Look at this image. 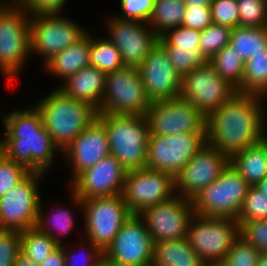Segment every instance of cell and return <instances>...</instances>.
<instances>
[{"label":"cell","mask_w":267,"mask_h":266,"mask_svg":"<svg viewBox=\"0 0 267 266\" xmlns=\"http://www.w3.org/2000/svg\"><path fill=\"white\" fill-rule=\"evenodd\" d=\"M237 92L206 116V144L231 158L267 137V99Z\"/></svg>","instance_id":"6da1fadb"},{"label":"cell","mask_w":267,"mask_h":266,"mask_svg":"<svg viewBox=\"0 0 267 266\" xmlns=\"http://www.w3.org/2000/svg\"><path fill=\"white\" fill-rule=\"evenodd\" d=\"M1 116L5 135L0 139V152L30 172H48L55 154L61 156V152L52 142L37 108L31 105Z\"/></svg>","instance_id":"7a4b0ae2"},{"label":"cell","mask_w":267,"mask_h":266,"mask_svg":"<svg viewBox=\"0 0 267 266\" xmlns=\"http://www.w3.org/2000/svg\"><path fill=\"white\" fill-rule=\"evenodd\" d=\"M52 142L63 152L94 120L98 112L90 104L77 101L59 88L35 102Z\"/></svg>","instance_id":"3957f363"},{"label":"cell","mask_w":267,"mask_h":266,"mask_svg":"<svg viewBox=\"0 0 267 266\" xmlns=\"http://www.w3.org/2000/svg\"><path fill=\"white\" fill-rule=\"evenodd\" d=\"M105 126L110 154L126 171L146 168L150 127L146 116L98 114Z\"/></svg>","instance_id":"277c9868"},{"label":"cell","mask_w":267,"mask_h":266,"mask_svg":"<svg viewBox=\"0 0 267 266\" xmlns=\"http://www.w3.org/2000/svg\"><path fill=\"white\" fill-rule=\"evenodd\" d=\"M72 206L80 207L84 219L85 239L103 252L112 243L124 222L132 215L122 194L81 200L72 191Z\"/></svg>","instance_id":"5b68a950"},{"label":"cell","mask_w":267,"mask_h":266,"mask_svg":"<svg viewBox=\"0 0 267 266\" xmlns=\"http://www.w3.org/2000/svg\"><path fill=\"white\" fill-rule=\"evenodd\" d=\"M30 55V14L14 3L0 18V73L4 80L18 78Z\"/></svg>","instance_id":"8992f818"},{"label":"cell","mask_w":267,"mask_h":266,"mask_svg":"<svg viewBox=\"0 0 267 266\" xmlns=\"http://www.w3.org/2000/svg\"><path fill=\"white\" fill-rule=\"evenodd\" d=\"M249 187L248 182L229 164L217 180L191 199L194 214L237 220Z\"/></svg>","instance_id":"52a82bcc"},{"label":"cell","mask_w":267,"mask_h":266,"mask_svg":"<svg viewBox=\"0 0 267 266\" xmlns=\"http://www.w3.org/2000/svg\"><path fill=\"white\" fill-rule=\"evenodd\" d=\"M151 101L146 95L139 69L124 66L106 74L102 103L98 114L146 116Z\"/></svg>","instance_id":"ba28073f"},{"label":"cell","mask_w":267,"mask_h":266,"mask_svg":"<svg viewBox=\"0 0 267 266\" xmlns=\"http://www.w3.org/2000/svg\"><path fill=\"white\" fill-rule=\"evenodd\" d=\"M63 14L30 15L31 56L37 54L45 65L55 55L82 39L89 30Z\"/></svg>","instance_id":"9c48e42d"},{"label":"cell","mask_w":267,"mask_h":266,"mask_svg":"<svg viewBox=\"0 0 267 266\" xmlns=\"http://www.w3.org/2000/svg\"><path fill=\"white\" fill-rule=\"evenodd\" d=\"M44 176L45 173L30 172L0 197V229L22 232L36 227L42 199L39 182Z\"/></svg>","instance_id":"30bf717a"},{"label":"cell","mask_w":267,"mask_h":266,"mask_svg":"<svg viewBox=\"0 0 267 266\" xmlns=\"http://www.w3.org/2000/svg\"><path fill=\"white\" fill-rule=\"evenodd\" d=\"M238 236L237 220L194 215L189 223L186 238L191 248L207 263L225 260Z\"/></svg>","instance_id":"8fae6325"},{"label":"cell","mask_w":267,"mask_h":266,"mask_svg":"<svg viewBox=\"0 0 267 266\" xmlns=\"http://www.w3.org/2000/svg\"><path fill=\"white\" fill-rule=\"evenodd\" d=\"M205 144V133L150 135L146 168L170 173L175 177Z\"/></svg>","instance_id":"7c38bea8"},{"label":"cell","mask_w":267,"mask_h":266,"mask_svg":"<svg viewBox=\"0 0 267 266\" xmlns=\"http://www.w3.org/2000/svg\"><path fill=\"white\" fill-rule=\"evenodd\" d=\"M154 241L137 214L123 224L104 253L106 266H152Z\"/></svg>","instance_id":"4fadbf2b"},{"label":"cell","mask_w":267,"mask_h":266,"mask_svg":"<svg viewBox=\"0 0 267 266\" xmlns=\"http://www.w3.org/2000/svg\"><path fill=\"white\" fill-rule=\"evenodd\" d=\"M150 135L205 133L206 117L181 96L153 101L146 112Z\"/></svg>","instance_id":"5bb4252c"},{"label":"cell","mask_w":267,"mask_h":266,"mask_svg":"<svg viewBox=\"0 0 267 266\" xmlns=\"http://www.w3.org/2000/svg\"><path fill=\"white\" fill-rule=\"evenodd\" d=\"M122 195L132 214L176 196L175 177L170 173L142 168L127 171Z\"/></svg>","instance_id":"9a60e30c"},{"label":"cell","mask_w":267,"mask_h":266,"mask_svg":"<svg viewBox=\"0 0 267 266\" xmlns=\"http://www.w3.org/2000/svg\"><path fill=\"white\" fill-rule=\"evenodd\" d=\"M137 215L156 243L186 238L195 214L192 201L176 195L171 200L142 209Z\"/></svg>","instance_id":"2e32d148"},{"label":"cell","mask_w":267,"mask_h":266,"mask_svg":"<svg viewBox=\"0 0 267 266\" xmlns=\"http://www.w3.org/2000/svg\"><path fill=\"white\" fill-rule=\"evenodd\" d=\"M237 92V89L222 79L208 62L182 78L180 96L192 103L206 117Z\"/></svg>","instance_id":"e0dca14e"},{"label":"cell","mask_w":267,"mask_h":266,"mask_svg":"<svg viewBox=\"0 0 267 266\" xmlns=\"http://www.w3.org/2000/svg\"><path fill=\"white\" fill-rule=\"evenodd\" d=\"M106 20V37L120 51L124 65L138 67L157 45L159 36L147 23L120 19L114 14Z\"/></svg>","instance_id":"ac0fdd59"},{"label":"cell","mask_w":267,"mask_h":266,"mask_svg":"<svg viewBox=\"0 0 267 266\" xmlns=\"http://www.w3.org/2000/svg\"><path fill=\"white\" fill-rule=\"evenodd\" d=\"M229 164V157L205 144L175 176L176 195L191 200L217 180Z\"/></svg>","instance_id":"d6986e66"},{"label":"cell","mask_w":267,"mask_h":266,"mask_svg":"<svg viewBox=\"0 0 267 266\" xmlns=\"http://www.w3.org/2000/svg\"><path fill=\"white\" fill-rule=\"evenodd\" d=\"M126 172L110 154L81 172L68 186L81 200L114 196L122 194Z\"/></svg>","instance_id":"ffe728a7"},{"label":"cell","mask_w":267,"mask_h":266,"mask_svg":"<svg viewBox=\"0 0 267 266\" xmlns=\"http://www.w3.org/2000/svg\"><path fill=\"white\" fill-rule=\"evenodd\" d=\"M151 102L177 98L182 90V78L170 62L164 48L157 43L137 67Z\"/></svg>","instance_id":"44dd1931"},{"label":"cell","mask_w":267,"mask_h":266,"mask_svg":"<svg viewBox=\"0 0 267 266\" xmlns=\"http://www.w3.org/2000/svg\"><path fill=\"white\" fill-rule=\"evenodd\" d=\"M61 154L60 158L70 165L71 183L81 172L110 155L105 126L98 119L94 120Z\"/></svg>","instance_id":"7402d4cb"},{"label":"cell","mask_w":267,"mask_h":266,"mask_svg":"<svg viewBox=\"0 0 267 266\" xmlns=\"http://www.w3.org/2000/svg\"><path fill=\"white\" fill-rule=\"evenodd\" d=\"M106 74L95 66H87L68 77L60 86L64 94L92 105L97 111L104 95Z\"/></svg>","instance_id":"603a6c76"},{"label":"cell","mask_w":267,"mask_h":266,"mask_svg":"<svg viewBox=\"0 0 267 266\" xmlns=\"http://www.w3.org/2000/svg\"><path fill=\"white\" fill-rule=\"evenodd\" d=\"M90 31L78 42L67 47L48 61L43 68L64 82L68 77L89 66Z\"/></svg>","instance_id":"cb8c5ba5"},{"label":"cell","mask_w":267,"mask_h":266,"mask_svg":"<svg viewBox=\"0 0 267 266\" xmlns=\"http://www.w3.org/2000/svg\"><path fill=\"white\" fill-rule=\"evenodd\" d=\"M230 164L250 186H256L267 176V137L234 154Z\"/></svg>","instance_id":"d4e9b609"},{"label":"cell","mask_w":267,"mask_h":266,"mask_svg":"<svg viewBox=\"0 0 267 266\" xmlns=\"http://www.w3.org/2000/svg\"><path fill=\"white\" fill-rule=\"evenodd\" d=\"M152 266H205L187 238L154 243Z\"/></svg>","instance_id":"484cf974"},{"label":"cell","mask_w":267,"mask_h":266,"mask_svg":"<svg viewBox=\"0 0 267 266\" xmlns=\"http://www.w3.org/2000/svg\"><path fill=\"white\" fill-rule=\"evenodd\" d=\"M229 44L241 56L244 62L265 51L267 47V26L248 27L238 26L232 29Z\"/></svg>","instance_id":"4316f807"},{"label":"cell","mask_w":267,"mask_h":266,"mask_svg":"<svg viewBox=\"0 0 267 266\" xmlns=\"http://www.w3.org/2000/svg\"><path fill=\"white\" fill-rule=\"evenodd\" d=\"M185 11L184 0H155L147 24L160 37L166 31L182 25Z\"/></svg>","instance_id":"83f0119b"},{"label":"cell","mask_w":267,"mask_h":266,"mask_svg":"<svg viewBox=\"0 0 267 266\" xmlns=\"http://www.w3.org/2000/svg\"><path fill=\"white\" fill-rule=\"evenodd\" d=\"M42 205V201H40L36 228L51 236L61 246L63 245L61 242L62 235H69L72 231L71 229L75 226V219L71 214L72 211L68 210L67 207H62V205L60 208H57V206L54 208L53 204V207L50 208L51 213L49 212V215H46Z\"/></svg>","instance_id":"f1b7e54d"},{"label":"cell","mask_w":267,"mask_h":266,"mask_svg":"<svg viewBox=\"0 0 267 266\" xmlns=\"http://www.w3.org/2000/svg\"><path fill=\"white\" fill-rule=\"evenodd\" d=\"M240 93L267 98V47L245 62Z\"/></svg>","instance_id":"f546056e"},{"label":"cell","mask_w":267,"mask_h":266,"mask_svg":"<svg viewBox=\"0 0 267 266\" xmlns=\"http://www.w3.org/2000/svg\"><path fill=\"white\" fill-rule=\"evenodd\" d=\"M209 63L222 79L228 81L240 92L245 62L241 56H238L230 44H227L215 54L209 60Z\"/></svg>","instance_id":"4dcf8cb0"},{"label":"cell","mask_w":267,"mask_h":266,"mask_svg":"<svg viewBox=\"0 0 267 266\" xmlns=\"http://www.w3.org/2000/svg\"><path fill=\"white\" fill-rule=\"evenodd\" d=\"M89 64L100 69L105 74L112 73L122 67L120 51L107 37L95 38L90 32Z\"/></svg>","instance_id":"1f68e13d"},{"label":"cell","mask_w":267,"mask_h":266,"mask_svg":"<svg viewBox=\"0 0 267 266\" xmlns=\"http://www.w3.org/2000/svg\"><path fill=\"white\" fill-rule=\"evenodd\" d=\"M59 245L46 233L33 227L22 231L20 235V251L37 264H41Z\"/></svg>","instance_id":"d6a6232c"},{"label":"cell","mask_w":267,"mask_h":266,"mask_svg":"<svg viewBox=\"0 0 267 266\" xmlns=\"http://www.w3.org/2000/svg\"><path fill=\"white\" fill-rule=\"evenodd\" d=\"M167 53L176 72L183 78L193 69L205 65L209 60L200 49L174 48L171 45H161Z\"/></svg>","instance_id":"836d02e7"},{"label":"cell","mask_w":267,"mask_h":266,"mask_svg":"<svg viewBox=\"0 0 267 266\" xmlns=\"http://www.w3.org/2000/svg\"><path fill=\"white\" fill-rule=\"evenodd\" d=\"M231 32L232 28L215 23L201 31L199 48L208 60L229 44Z\"/></svg>","instance_id":"e575fe53"},{"label":"cell","mask_w":267,"mask_h":266,"mask_svg":"<svg viewBox=\"0 0 267 266\" xmlns=\"http://www.w3.org/2000/svg\"><path fill=\"white\" fill-rule=\"evenodd\" d=\"M267 219V195L250 186L244 198L237 222Z\"/></svg>","instance_id":"d590c367"},{"label":"cell","mask_w":267,"mask_h":266,"mask_svg":"<svg viewBox=\"0 0 267 266\" xmlns=\"http://www.w3.org/2000/svg\"><path fill=\"white\" fill-rule=\"evenodd\" d=\"M239 26H267V0H237Z\"/></svg>","instance_id":"8d00e7d4"},{"label":"cell","mask_w":267,"mask_h":266,"mask_svg":"<svg viewBox=\"0 0 267 266\" xmlns=\"http://www.w3.org/2000/svg\"><path fill=\"white\" fill-rule=\"evenodd\" d=\"M85 240L86 241L84 240L79 241V242L83 241L78 245H81L82 249L80 247V251H83L84 253L82 254V252H80L81 254L79 253L77 256H76L77 253H73L74 251H70L71 253L70 255L69 250L66 249L67 246L63 245L66 266H103L104 265L103 251L98 246L90 242L89 240L87 239ZM84 242H86L85 245H84Z\"/></svg>","instance_id":"74e56055"},{"label":"cell","mask_w":267,"mask_h":266,"mask_svg":"<svg viewBox=\"0 0 267 266\" xmlns=\"http://www.w3.org/2000/svg\"><path fill=\"white\" fill-rule=\"evenodd\" d=\"M201 31L179 26L166 31L159 37L160 45H171L174 48H199Z\"/></svg>","instance_id":"f35d334b"},{"label":"cell","mask_w":267,"mask_h":266,"mask_svg":"<svg viewBox=\"0 0 267 266\" xmlns=\"http://www.w3.org/2000/svg\"><path fill=\"white\" fill-rule=\"evenodd\" d=\"M259 254L251 243L238 236L232 243L225 261L230 266H257Z\"/></svg>","instance_id":"ab89813d"},{"label":"cell","mask_w":267,"mask_h":266,"mask_svg":"<svg viewBox=\"0 0 267 266\" xmlns=\"http://www.w3.org/2000/svg\"><path fill=\"white\" fill-rule=\"evenodd\" d=\"M30 171L0 152V197L22 181Z\"/></svg>","instance_id":"60d3db41"},{"label":"cell","mask_w":267,"mask_h":266,"mask_svg":"<svg viewBox=\"0 0 267 266\" xmlns=\"http://www.w3.org/2000/svg\"><path fill=\"white\" fill-rule=\"evenodd\" d=\"M239 223V236L251 243L260 253L267 254V219Z\"/></svg>","instance_id":"b9f144b4"},{"label":"cell","mask_w":267,"mask_h":266,"mask_svg":"<svg viewBox=\"0 0 267 266\" xmlns=\"http://www.w3.org/2000/svg\"><path fill=\"white\" fill-rule=\"evenodd\" d=\"M210 8L213 23L232 29L239 26L237 0H212Z\"/></svg>","instance_id":"7bdbcfd3"},{"label":"cell","mask_w":267,"mask_h":266,"mask_svg":"<svg viewBox=\"0 0 267 266\" xmlns=\"http://www.w3.org/2000/svg\"><path fill=\"white\" fill-rule=\"evenodd\" d=\"M155 0H120L121 14H114V16L133 20L142 23H147L153 11Z\"/></svg>","instance_id":"ee69618b"},{"label":"cell","mask_w":267,"mask_h":266,"mask_svg":"<svg viewBox=\"0 0 267 266\" xmlns=\"http://www.w3.org/2000/svg\"><path fill=\"white\" fill-rule=\"evenodd\" d=\"M20 231L0 229V266H14L21 252Z\"/></svg>","instance_id":"f6af8a7d"},{"label":"cell","mask_w":267,"mask_h":266,"mask_svg":"<svg viewBox=\"0 0 267 266\" xmlns=\"http://www.w3.org/2000/svg\"><path fill=\"white\" fill-rule=\"evenodd\" d=\"M212 23L210 6H186L181 26L203 31Z\"/></svg>","instance_id":"bcb514c9"},{"label":"cell","mask_w":267,"mask_h":266,"mask_svg":"<svg viewBox=\"0 0 267 266\" xmlns=\"http://www.w3.org/2000/svg\"><path fill=\"white\" fill-rule=\"evenodd\" d=\"M68 0H15L30 15L61 14Z\"/></svg>","instance_id":"7dc6e473"},{"label":"cell","mask_w":267,"mask_h":266,"mask_svg":"<svg viewBox=\"0 0 267 266\" xmlns=\"http://www.w3.org/2000/svg\"><path fill=\"white\" fill-rule=\"evenodd\" d=\"M39 266H66L63 245L58 246Z\"/></svg>","instance_id":"c3c4849f"},{"label":"cell","mask_w":267,"mask_h":266,"mask_svg":"<svg viewBox=\"0 0 267 266\" xmlns=\"http://www.w3.org/2000/svg\"><path fill=\"white\" fill-rule=\"evenodd\" d=\"M14 266H39V264L35 263L29 257L20 252L15 259Z\"/></svg>","instance_id":"681fc988"},{"label":"cell","mask_w":267,"mask_h":266,"mask_svg":"<svg viewBox=\"0 0 267 266\" xmlns=\"http://www.w3.org/2000/svg\"><path fill=\"white\" fill-rule=\"evenodd\" d=\"M186 6H210L212 0H184Z\"/></svg>","instance_id":"f907efd6"},{"label":"cell","mask_w":267,"mask_h":266,"mask_svg":"<svg viewBox=\"0 0 267 266\" xmlns=\"http://www.w3.org/2000/svg\"><path fill=\"white\" fill-rule=\"evenodd\" d=\"M14 3L15 0H0V18Z\"/></svg>","instance_id":"816d5d0a"},{"label":"cell","mask_w":267,"mask_h":266,"mask_svg":"<svg viewBox=\"0 0 267 266\" xmlns=\"http://www.w3.org/2000/svg\"><path fill=\"white\" fill-rule=\"evenodd\" d=\"M262 194L267 195V176L255 186Z\"/></svg>","instance_id":"f5cc1de1"},{"label":"cell","mask_w":267,"mask_h":266,"mask_svg":"<svg viewBox=\"0 0 267 266\" xmlns=\"http://www.w3.org/2000/svg\"><path fill=\"white\" fill-rule=\"evenodd\" d=\"M205 266H230L225 260L210 261L205 263Z\"/></svg>","instance_id":"db71d44e"},{"label":"cell","mask_w":267,"mask_h":266,"mask_svg":"<svg viewBox=\"0 0 267 266\" xmlns=\"http://www.w3.org/2000/svg\"><path fill=\"white\" fill-rule=\"evenodd\" d=\"M257 266H267V254L265 253L259 254Z\"/></svg>","instance_id":"11a10c76"}]
</instances>
